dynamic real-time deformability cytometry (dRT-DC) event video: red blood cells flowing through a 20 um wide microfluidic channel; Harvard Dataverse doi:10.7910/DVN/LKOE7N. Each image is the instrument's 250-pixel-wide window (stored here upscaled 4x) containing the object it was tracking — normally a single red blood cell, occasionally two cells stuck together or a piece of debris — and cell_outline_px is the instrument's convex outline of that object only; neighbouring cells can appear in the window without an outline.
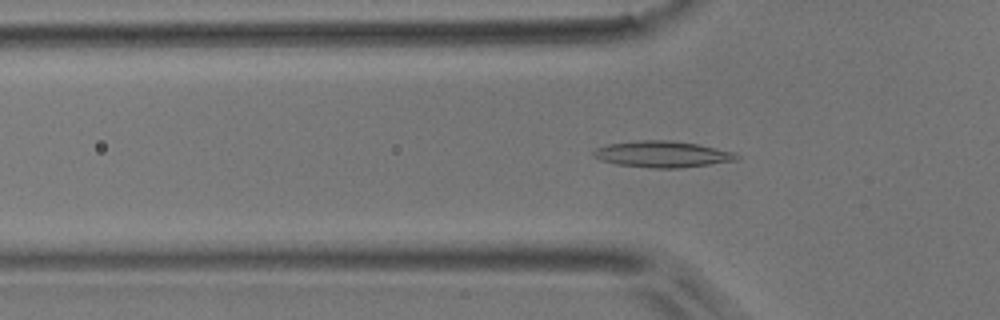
{"species": "common noctule bat (a hibernating species)", "species_latin": "Nyctalus noctula", "temperature_condition": "room temperature", "stored_images_in_passage": 50, "camera_frame_rate_fps": 3000, "um_per_image_px": 0.085, "animal": {"sex": "male", "body_mass_g": 17.9}, "frame": {"image": 1, "passage_image": 15, "time_ms": 4.667, "image_size_px": [1000, 320], "cell_outline_px": [[740, 156], [736, 160], [680, 168], [648, 168], [616, 164], [600, 160], [592, 156], [592, 152], [596, 148], [608, 144], [640, 140], [668, 140], [696, 144], [736, 152]], "centroid_in_image_um": [56.27, 13.11], "position_along_channel_um": 69.5, "area_um2": 21.91}}
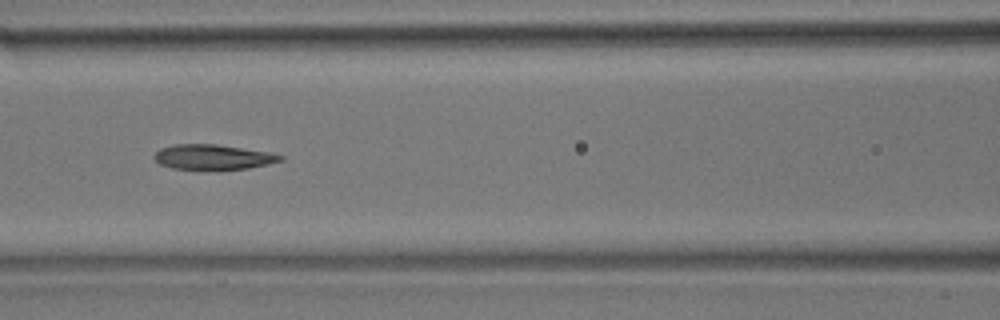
{"frame": {"image": 2, "passage_image": 21, "time_ms": 6.667, "image_size_px": [1000, 320], "cell_outline_px": [[284, 160], [268, 164], [248, 168], [172, 168], [160, 164], [152, 156], [160, 148], [176, 144], [216, 144], [268, 152], [284, 156]], "centroid_in_image_um": [18.1, 13.32], "position_along_channel_um": 148.5, "area_um2": 17.92}}
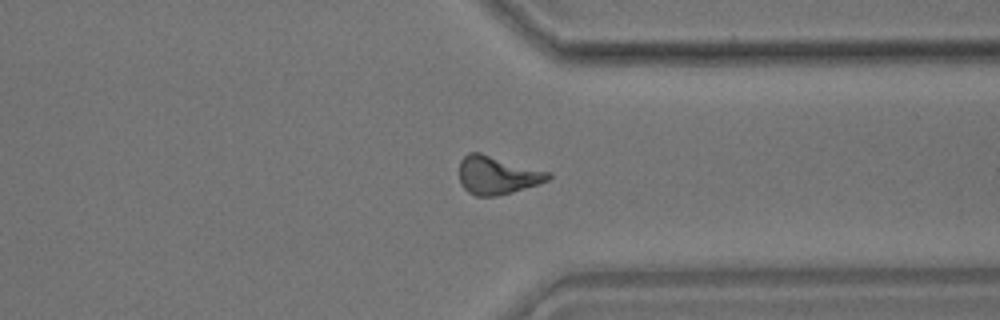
{"frame": {"image": 3, "passage_image": 38, "time_ms": 12.333, "image_size_px": [1000, 320], "cell_outline_px": [[552, 176], [548, 180], [512, 192], [496, 196], [476, 196], [468, 192], [460, 184], [460, 160], [468, 152], [480, 152], [552, 172]], "centroid_in_image_um": [42.26, 14.87], "position_along_channel_um": 369.1, "area_um2": 19.88}, "authors_computed_cell_mechanics": {"area_um2": 19.0451, "velocity_mm_per_s": 3.9253, "shape_relaxation_time_tau1_ms": 9.8931, "shape_relaxation_time_tau2_ms": 5.9082, "deformation_change_tau1": 0.2361, "deformation_change_tau2": 0.161}}